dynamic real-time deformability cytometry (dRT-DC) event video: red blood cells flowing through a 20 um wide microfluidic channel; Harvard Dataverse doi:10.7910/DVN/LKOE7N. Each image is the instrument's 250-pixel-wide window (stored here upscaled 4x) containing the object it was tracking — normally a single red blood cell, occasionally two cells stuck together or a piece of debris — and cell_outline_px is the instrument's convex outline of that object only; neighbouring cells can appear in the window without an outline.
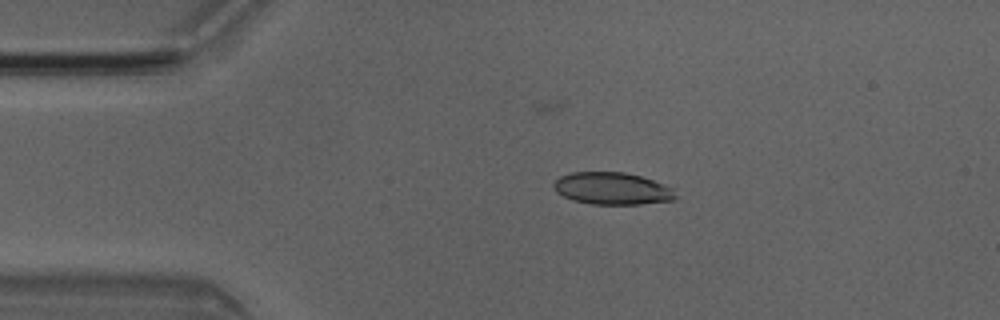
{"species": "Egyptian fruit bat (a non-hibernating species)", "species_latin": "Rousettus aegyptiacus", "temperature_condition": "room temperature", "stored_images_in_passage": 4, "camera_frame_rate_fps": 3000, "um_per_image_px": 0.085, "animal": {"sex": "male"}, "frame": {"image": 1, "passage_image": 3, "time_ms": 0.667, "image_size_px": [1000, 320], "cell_outline_px": [[676, 196], [672, 200], [640, 204], [592, 204], [572, 200], [556, 192], [552, 184], [560, 176], [572, 172], [624, 172], [640, 176], [664, 184], [672, 188]], "centroid_in_image_um": [52.0, 16.02], "position_along_channel_um": 33.0, "area_um2": 22.72}}